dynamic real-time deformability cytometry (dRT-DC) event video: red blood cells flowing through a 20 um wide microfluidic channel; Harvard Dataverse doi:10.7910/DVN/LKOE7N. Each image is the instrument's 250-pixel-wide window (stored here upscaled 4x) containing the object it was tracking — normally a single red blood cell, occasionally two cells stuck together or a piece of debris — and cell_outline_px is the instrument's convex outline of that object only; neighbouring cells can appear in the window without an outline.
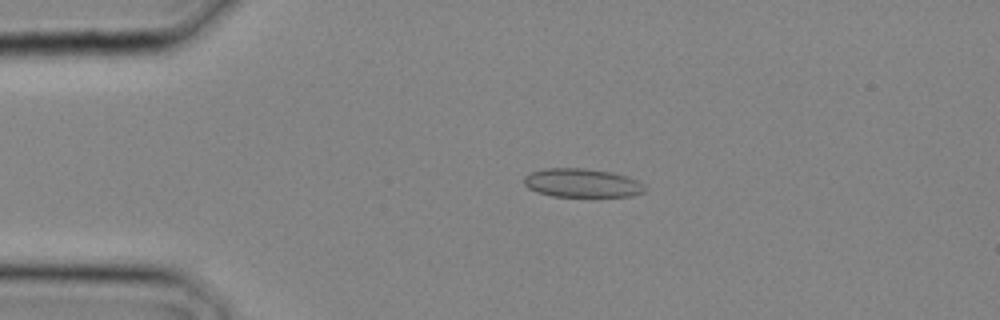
{"species": "common noctule bat (a hibernating species)", "species_latin": "Nyctalus noctula", "temperature_condition": "cold", "stored_images_in_passage": 12, "camera_frame_rate_fps": 3000, "um_per_image_px": 0.085, "animal": {"sex": "male", "body_mass_g": 20.4}, "frame": {"image": 1, "passage_image": 6, "time_ms": 1.667, "image_size_px": [1000, 320], "cell_outline_px": [[644, 192], [632, 196], [552, 196], [536, 192], [528, 188], [524, 184], [524, 176], [532, 172], [544, 168], [584, 168], [612, 172], [628, 176], [644, 184]], "centroid_in_image_um": [49.46, 15.55], "position_along_channel_um": 35.5, "area_um2": 20.23}}
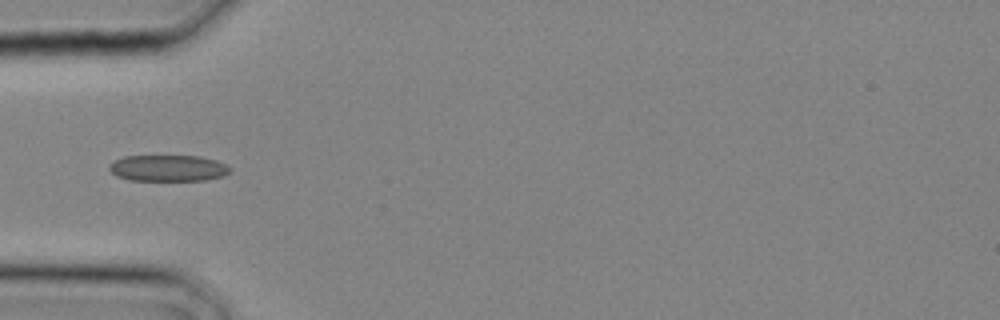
{"frame": {"image": 2, "passage_image": 9, "time_ms": 2.667, "image_size_px": [1000, 320], "cell_outline_px": [[232, 172], [224, 176], [204, 180], [128, 180], [116, 176], [108, 168], [108, 164], [112, 160], [124, 156], [200, 156], [216, 160], [232, 168]], "centroid_in_image_um": [14.27, 14.29], "position_along_channel_um": 70.7, "area_um2": 18.73}}
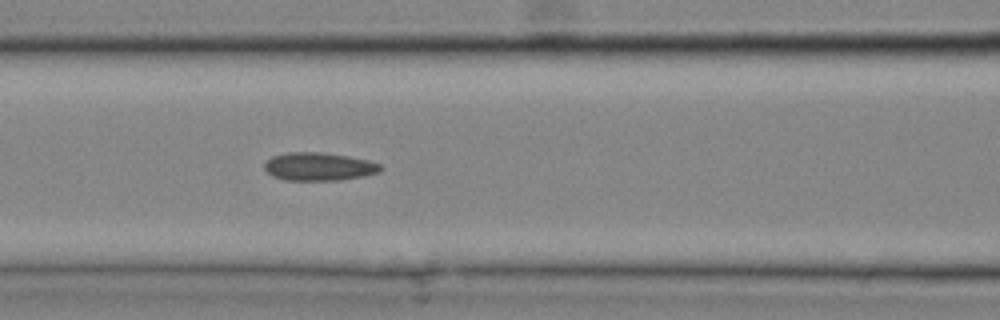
{"frame": {"image": 3, "passage_image": 12, "time_ms": 3.667, "image_size_px": [1000, 320], "cell_outline_px": [[384, 168], [380, 172], [364, 176], [340, 180], [284, 180], [272, 176], [264, 168], [264, 164], [272, 156], [288, 152], [320, 152], [348, 156], [368, 160], [380, 164]], "centroid_in_image_um": [27.12, 14.16], "position_along_channel_um": 139.5, "area_um2": 19.07}}